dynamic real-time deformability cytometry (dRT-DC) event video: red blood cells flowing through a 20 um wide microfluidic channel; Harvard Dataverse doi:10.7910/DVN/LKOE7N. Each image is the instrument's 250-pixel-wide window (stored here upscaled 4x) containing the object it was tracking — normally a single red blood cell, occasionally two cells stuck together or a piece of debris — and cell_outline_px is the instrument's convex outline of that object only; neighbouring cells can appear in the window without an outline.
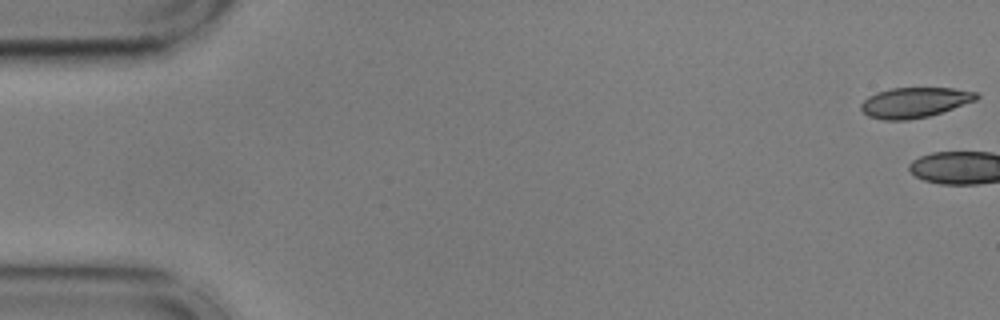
{"species": "common noctule bat (a hibernating species)", "species_latin": "Nyctalus noctula", "temperature_condition": "cold", "stored_images_in_passage": 3, "camera_frame_rate_fps": 3000, "um_per_image_px": 0.085, "animal": {"sex": "male", "body_mass_g": 17.9, "forearm_length_mm": 54.2}, "frame": {"image": 1, "passage_image": 1, "time_ms": 0.0, "image_size_px": [1000, 320], "cell_outline_px": [[980, 96], [976, 100], [928, 116], [908, 120], [884, 120], [868, 116], [860, 108], [860, 104], [868, 96], [876, 92], [892, 88], [952, 88], [976, 92]], "centroid_in_image_um": [77.7, 8.7], "position_along_channel_um": 7.3, "area_um2": 20.17}}